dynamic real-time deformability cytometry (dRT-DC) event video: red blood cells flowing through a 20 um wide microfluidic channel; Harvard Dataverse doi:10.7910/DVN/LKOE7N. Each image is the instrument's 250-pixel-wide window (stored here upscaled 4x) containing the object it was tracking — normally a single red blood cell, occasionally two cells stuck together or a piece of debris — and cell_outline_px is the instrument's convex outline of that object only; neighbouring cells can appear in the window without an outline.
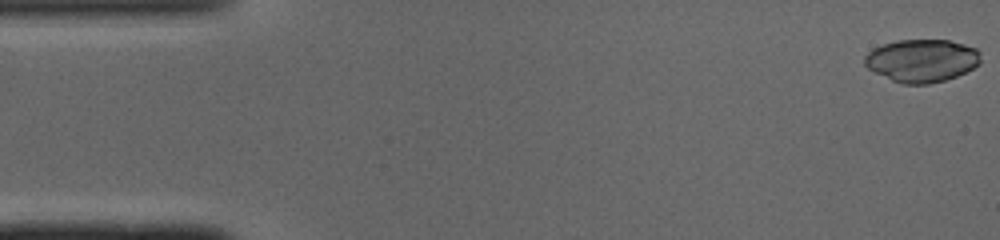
{"species": "common noctule bat (a hibernating species)", "species_latin": "Nyctalus noctula", "temperature_condition": "cold", "stored_images_in_passage": 49, "camera_frame_rate_fps": 3000, "um_per_image_px": 0.085, "animal": {"sex": "male", "body_mass_g": 19.0, "forearm_length_mm": 50.8}, "frame": {"image": 1, "passage_image": 1, "time_ms": 0.0, "image_size_px": [1000, 240], "cell_outline_px": [[980, 64], [956, 76], [944, 80], [928, 84], [904, 84], [892, 80], [868, 68], [864, 64], [864, 56], [872, 48], [896, 40], [948, 40], [964, 44], [976, 48], [980, 52]], "centroid_in_image_um": [78.35, 5.14], "position_along_channel_um": 6.7, "area_um2": 28.84}}